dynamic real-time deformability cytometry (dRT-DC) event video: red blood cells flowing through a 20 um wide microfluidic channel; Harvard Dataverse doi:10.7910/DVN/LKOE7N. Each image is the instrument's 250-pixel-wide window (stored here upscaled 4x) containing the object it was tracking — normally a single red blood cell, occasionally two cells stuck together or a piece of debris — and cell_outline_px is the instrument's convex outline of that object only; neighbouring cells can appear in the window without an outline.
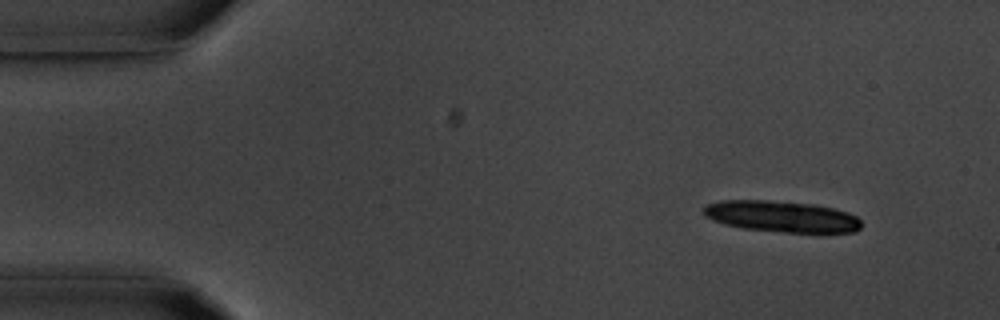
{"species": "common noctule bat (a hibernating species)", "species_latin": "Nyctalus noctula", "temperature_condition": "room temperature", "stored_images_in_passage": 14, "camera_frame_rate_fps": 3000, "um_per_image_px": 0.085, "animal": {"sex": "male", "body_mass_g": 20.1, "forearm_length_mm": 53.5}, "frame": {"image": 1, "passage_image": 1, "time_ms": 0.0, "image_size_px": [1000, 320], "cell_outline_px": [[860, 228], [856, 232], [784, 232], [744, 228], [724, 224], [712, 220], [704, 216], [704, 208], [708, 204], [720, 200], [768, 200], [812, 204], [832, 208], [848, 212], [856, 216], [860, 220]], "centroid_in_image_um": [66.42, 18.39], "position_along_channel_um": 18.6, "area_um2": 28.55}}